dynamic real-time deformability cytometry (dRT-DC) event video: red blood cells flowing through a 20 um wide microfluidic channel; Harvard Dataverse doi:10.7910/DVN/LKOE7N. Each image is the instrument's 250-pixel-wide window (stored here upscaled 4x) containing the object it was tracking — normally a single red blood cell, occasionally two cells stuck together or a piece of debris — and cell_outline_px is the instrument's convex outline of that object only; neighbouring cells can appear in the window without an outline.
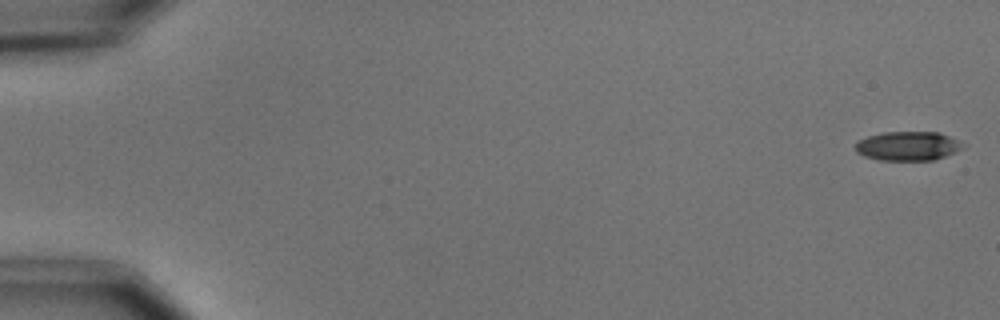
{"species": "common noctule bat (a hibernating species)", "species_latin": "Nyctalus noctula", "temperature_condition": "cold", "stored_images_in_passage": 8, "camera_frame_rate_fps": 3000, "um_per_image_px": 0.085, "animal": {"sex": "male", "body_mass_g": 15.6}, "frame": {"image": 1, "passage_image": 1, "time_ms": 0.0, "image_size_px": [1000, 320], "cell_outline_px": [[968, 144], [964, 148], [944, 156], [932, 160], [880, 160], [864, 156], [856, 152], [856, 144], [860, 140], [868, 136], [884, 132], [940, 132]], "centroid_in_image_um": [77.22, 12.4], "position_along_channel_um": 7.8, "area_um2": 18.26}}
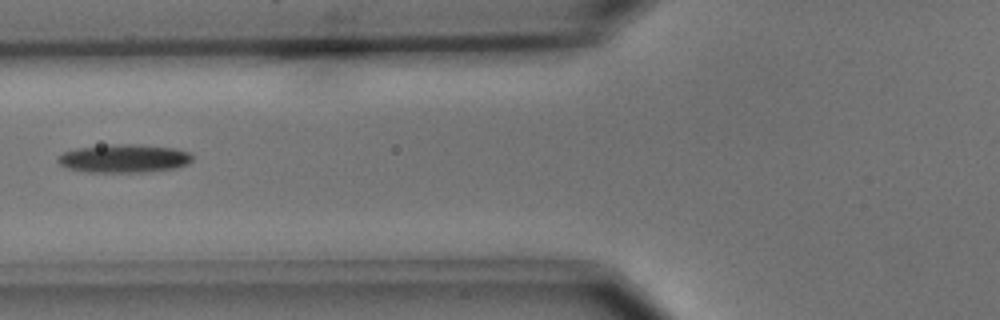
{"frame": {"image": 2, "passage_image": 7, "time_ms": 7.0, "image_size_px": [1000, 320], "cell_outline_px": [[192, 160], [188, 164], [176, 168], [144, 172], [88, 172], [68, 168], [60, 164], [56, 160], [64, 152], [76, 148], [112, 144], [132, 144], [172, 148], [188, 152], [192, 156]], "centroid_in_image_um": [10.54, 13.47], "position_along_channel_um": 115.3, "area_um2": 22.02}}
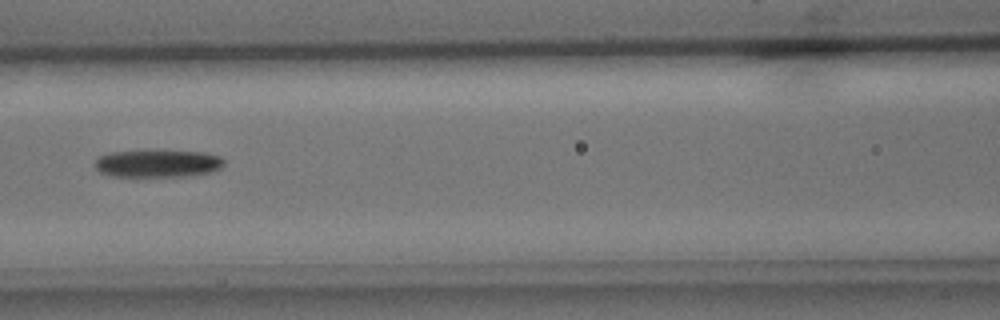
{"frame": {"image": 3, "passage_image": 8, "time_ms": 8.0, "image_size_px": [1000, 320], "cell_outline_px": [[224, 164], [220, 168], [208, 172], [180, 176], [112, 176], [100, 172], [96, 168], [96, 160], [100, 156], [112, 152], [204, 152], [220, 156], [224, 160]], "centroid_in_image_um": [13.41, 13.91], "position_along_channel_um": 153.2, "area_um2": 19.88}}